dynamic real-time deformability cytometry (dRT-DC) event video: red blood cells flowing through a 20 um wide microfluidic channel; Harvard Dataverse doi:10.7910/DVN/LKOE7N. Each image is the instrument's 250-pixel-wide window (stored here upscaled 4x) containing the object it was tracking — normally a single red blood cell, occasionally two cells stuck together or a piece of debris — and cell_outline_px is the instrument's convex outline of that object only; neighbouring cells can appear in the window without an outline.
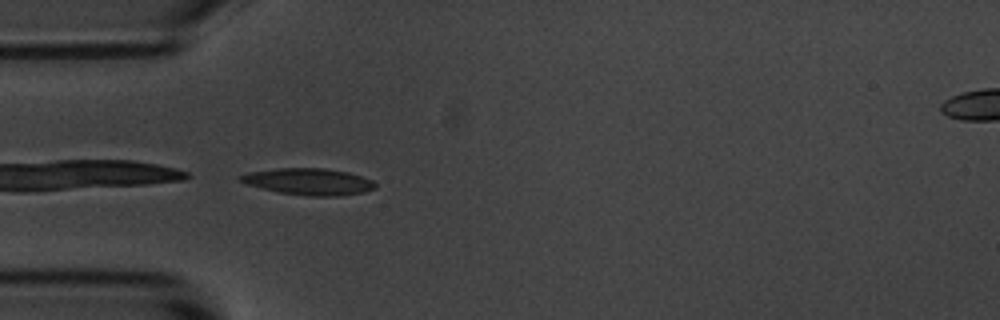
{"species": "common noctule bat (a hibernating species)", "species_latin": "Nyctalus noctula", "temperature_condition": "room temperature", "stored_images_in_passage": 6, "segment_of_instrument_passage": [1, 2], "camera_frame_rate_fps": 3000, "um_per_image_px": 0.085, "animal": {"sex": "male", "body_mass_g": 20.1, "forearm_length_mm": 53.5}, "frame": {"image": 1, "passage_image": 5, "time_ms": 4.667, "image_size_px": [1000, 320], "cell_outline_px": [[376, 188], [364, 192], [340, 196], [308, 196], [280, 192], [248, 184], [240, 180], [236, 176], [248, 172], [276, 168], [324, 168], [348, 172], [372, 180], [376, 184]], "centroid_in_image_um": [26.26, 15.43], "position_along_channel_um": 58.7, "area_um2": 20.81}}